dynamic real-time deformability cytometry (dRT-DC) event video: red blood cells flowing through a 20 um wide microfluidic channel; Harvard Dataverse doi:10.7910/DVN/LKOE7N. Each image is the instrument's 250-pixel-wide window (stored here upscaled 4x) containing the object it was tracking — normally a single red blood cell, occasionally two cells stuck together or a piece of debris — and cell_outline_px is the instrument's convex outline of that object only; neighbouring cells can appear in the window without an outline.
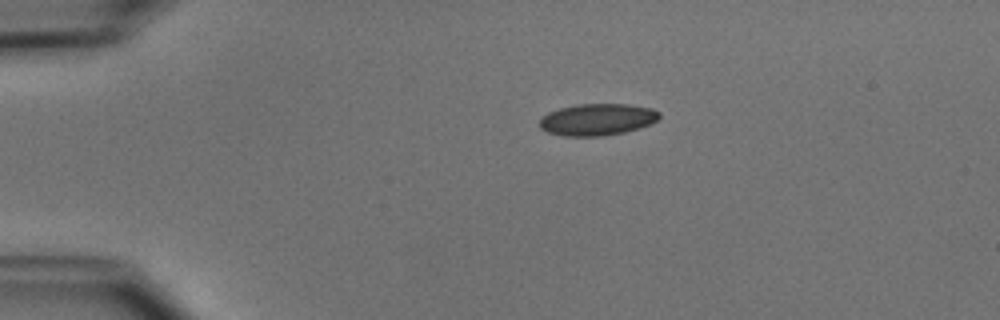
{"species": "common noctule bat (a hibernating species)", "species_latin": "Nyctalus noctula", "temperature_condition": "cold", "stored_images_in_passage": 5, "camera_frame_rate_fps": 3000, "um_per_image_px": 0.085, "animal": {"sex": "male", "body_mass_g": 15.6}, "frame": {"image": 1, "passage_image": 1, "time_ms": 0.0, "image_size_px": [1000, 320], "cell_outline_px": [[660, 116], [656, 120], [648, 124], [624, 132], [604, 136], [564, 136], [548, 132], [540, 128], [540, 120], [548, 112], [560, 108], [580, 104], [628, 104], [652, 108], [660, 112]], "centroid_in_image_um": [50.76, 10.15], "position_along_channel_um": 34.2, "area_um2": 21.96}}